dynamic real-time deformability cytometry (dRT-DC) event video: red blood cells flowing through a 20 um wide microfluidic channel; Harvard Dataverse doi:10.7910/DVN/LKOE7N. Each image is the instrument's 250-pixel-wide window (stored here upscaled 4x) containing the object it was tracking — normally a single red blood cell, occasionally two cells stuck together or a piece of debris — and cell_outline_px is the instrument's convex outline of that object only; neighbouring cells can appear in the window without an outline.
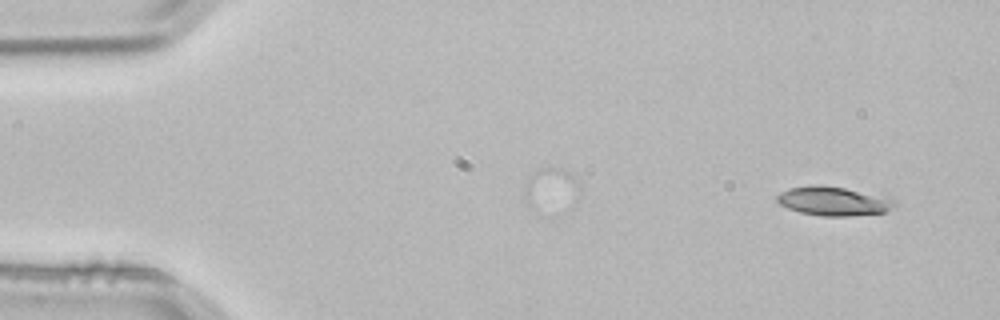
{"species": "common noctule bat (a hibernating species)", "species_latin": "Nyctalus noctula", "temperature_condition": "room temperature", "stored_images_in_passage": 2, "camera_frame_rate_fps": 3000, "um_per_image_px": 0.085, "animal": {"sex": "male", "body_mass_g": 21.5, "forearm_length_mm": 52.0}, "frame": {"image": 1, "passage_image": 2, "time_ms": 0.333, "image_size_px": [1000, 320], "cell_outline_px": [[896, 204], [884, 212], [848, 216], [820, 216], [800, 212], [788, 208], [780, 204], [776, 200], [776, 196], [780, 192], [788, 188], [808, 184], [820, 184], [844, 188], [896, 200]], "centroid_in_image_um": [70.75, 17.08], "position_along_channel_um": 14.3, "area_um2": 19.71}}